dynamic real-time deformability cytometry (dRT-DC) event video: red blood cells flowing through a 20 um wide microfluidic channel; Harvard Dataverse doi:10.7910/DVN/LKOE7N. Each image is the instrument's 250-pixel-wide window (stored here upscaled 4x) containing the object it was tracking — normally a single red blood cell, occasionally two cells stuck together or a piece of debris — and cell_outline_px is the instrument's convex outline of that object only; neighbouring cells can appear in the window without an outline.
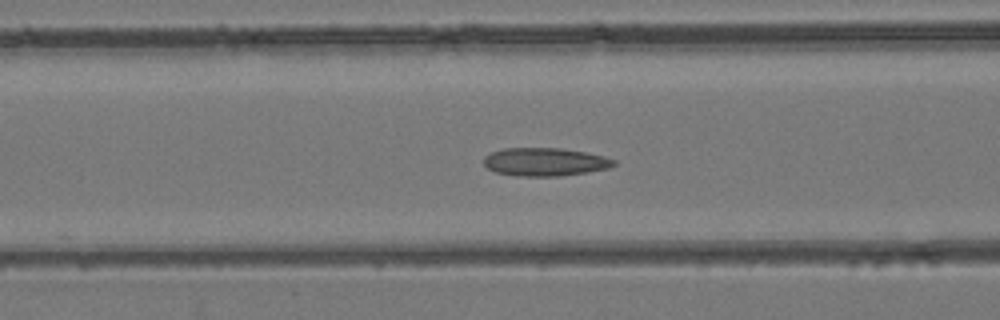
{"species": "common noctule bat (a hibernating species)", "species_latin": "Nyctalus noctula", "temperature_condition": "room temperature", "stored_images_in_passage": 44, "camera_frame_rate_fps": 3000, "um_per_image_px": 0.085, "animal": {"sex": "female", "body_mass_g": 24.6, "forearm_length_mm": 56.2}, "frame": {"image": 1, "passage_image": 15, "time_ms": 4.667, "image_size_px": [1000, 320], "cell_outline_px": [[616, 164], [608, 168], [588, 172], [560, 176], [516, 176], [496, 172], [488, 168], [484, 164], [484, 156], [492, 152], [504, 148], [560, 148], [584, 152], [604, 156], [616, 160]], "centroid_in_image_um": [46.32, 13.76], "position_along_channel_um": 120.3, "area_um2": 21.33}}
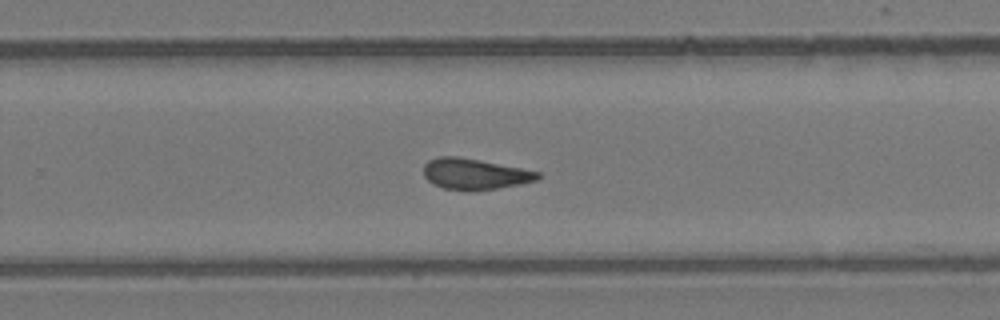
{"frame": {"image": 2, "passage_image": 27, "time_ms": 8.667, "image_size_px": [1000, 320], "cell_outline_px": [[540, 176], [536, 180], [520, 184], [472, 192], [444, 188], [432, 184], [424, 176], [424, 164], [428, 160], [440, 156], [460, 156], [540, 172]], "centroid_in_image_um": [40.31, 14.79], "position_along_channel_um": 289.5, "area_um2": 20.63}}
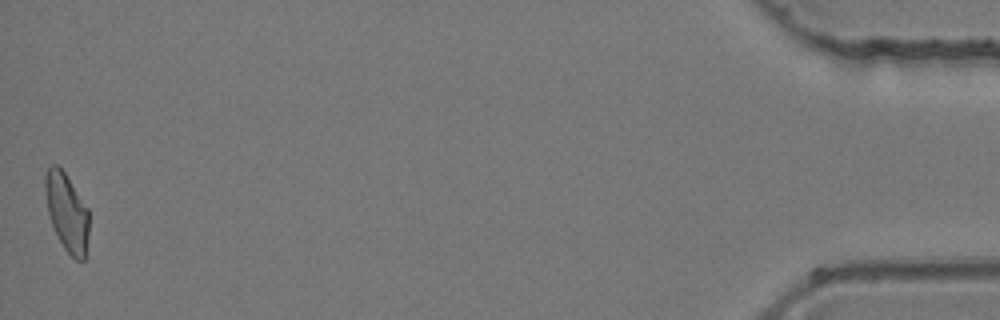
{"frame": {"image": 3, "passage_image": 44, "time_ms": 14.333, "image_size_px": [1000, 320], "cell_outline_px": [[88, 236], [84, 260], [76, 260], [64, 248], [52, 224], [48, 212], [44, 192], [44, 176], [48, 168], [52, 164], [56, 164], [64, 172], [88, 208]], "centroid_in_image_um": [5.67, 18.01], "position_along_channel_um": 429.5, "area_um2": 19.65}}